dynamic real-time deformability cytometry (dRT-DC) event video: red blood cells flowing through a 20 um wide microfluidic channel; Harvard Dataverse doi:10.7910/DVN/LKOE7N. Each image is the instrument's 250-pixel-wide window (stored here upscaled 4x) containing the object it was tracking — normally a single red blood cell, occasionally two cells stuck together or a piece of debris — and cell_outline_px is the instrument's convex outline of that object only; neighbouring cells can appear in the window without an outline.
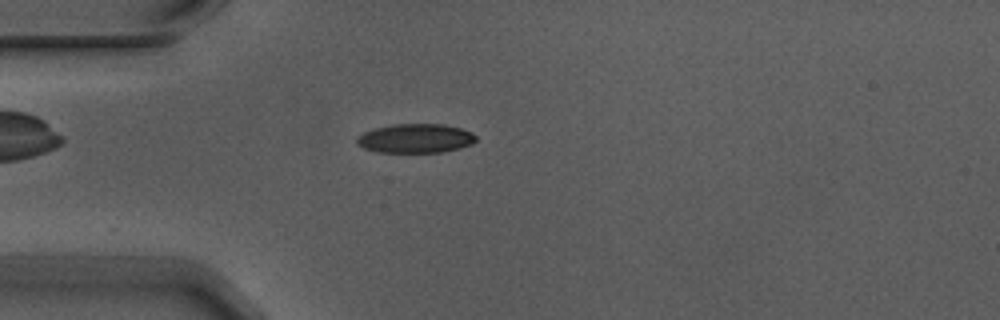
{"species": "Egyptian fruit bat (a non-hibernating species)", "species_latin": "Rousettus aegyptiacus", "temperature_condition": "warm", "stored_images_in_passage": 1, "camera_frame_rate_fps": 3000, "um_per_image_px": 0.085, "animal": {"sex": "male"}, "frame": {"image": 1, "passage_image": 1, "time_ms": 0.0, "image_size_px": [1000, 320], "cell_outline_px": [[476, 140], [472, 144], [460, 148], [440, 152], [376, 152], [364, 148], [356, 144], [356, 136], [364, 132], [376, 128], [396, 124], [444, 124], [460, 128], [472, 132], [476, 136]], "centroid_in_image_um": [35.31, 11.76], "position_along_channel_um": 49.7, "area_um2": 20.23}}